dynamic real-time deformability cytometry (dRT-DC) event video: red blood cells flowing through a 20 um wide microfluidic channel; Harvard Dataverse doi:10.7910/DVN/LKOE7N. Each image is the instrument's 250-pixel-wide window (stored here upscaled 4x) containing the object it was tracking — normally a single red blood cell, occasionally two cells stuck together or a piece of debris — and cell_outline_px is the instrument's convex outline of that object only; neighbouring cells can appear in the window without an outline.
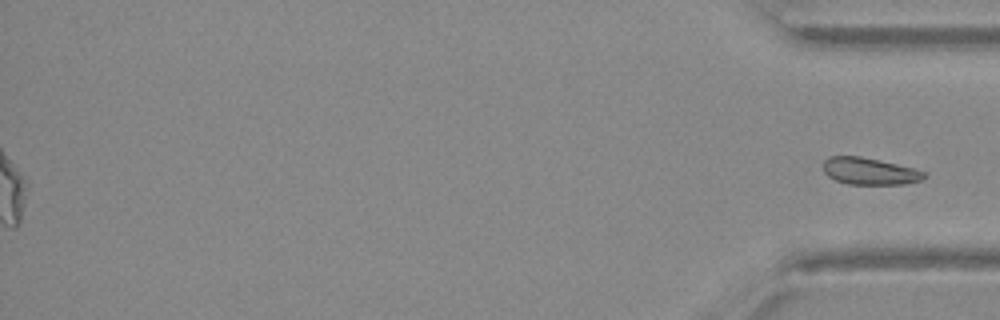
{"species": "Egyptian fruit bat (a non-hibernating species)", "species_latin": "Rousettus aegyptiacus", "temperature_condition": "warm", "stored_images_in_passage": 34, "segment_of_instrument_passage": [2, 2], "camera_frame_rate_fps": 3000, "um_per_image_px": 0.085, "animal": {"sex": "female"}, "frame": {"image": 1, "passage_image": 34, "time_ms": 11.0, "image_size_px": [1000, 320], "cell_outline_px": [[928, 176], [920, 180], [904, 184], [848, 184], [836, 180], [828, 176], [824, 172], [824, 160], [828, 156], [860, 156], [916, 168], [928, 172]], "centroid_in_image_um": [73.96, 14.55], "position_along_channel_um": 361.2, "area_um2": 15.95}}